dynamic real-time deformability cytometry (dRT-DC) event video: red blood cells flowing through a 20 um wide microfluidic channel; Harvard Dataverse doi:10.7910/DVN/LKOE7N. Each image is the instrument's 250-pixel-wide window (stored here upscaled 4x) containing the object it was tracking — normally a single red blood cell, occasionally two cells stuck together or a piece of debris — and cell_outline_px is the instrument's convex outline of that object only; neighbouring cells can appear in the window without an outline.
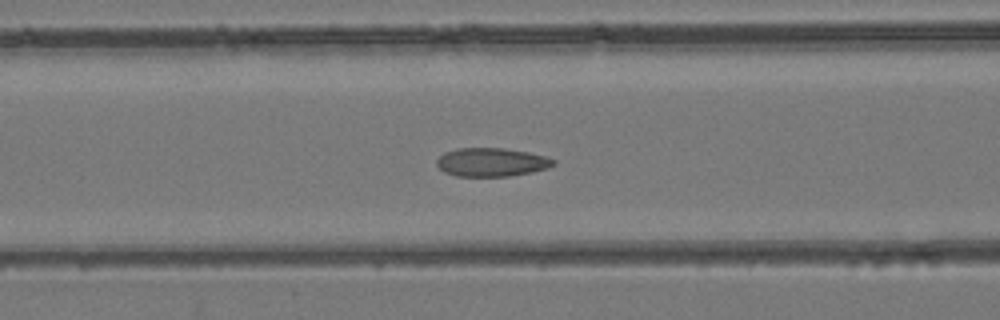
{"species": "common noctule bat (a hibernating species)", "species_latin": "Nyctalus noctula", "temperature_condition": "room temperature", "stored_images_in_passage": 50, "camera_frame_rate_fps": 3000, "um_per_image_px": 0.085, "animal": {"sex": "female", "body_mass_g": 24.6, "forearm_length_mm": 56.2}, "frame": {"image": 1, "passage_image": 21, "time_ms": 6.667, "image_size_px": [1000, 320], "cell_outline_px": [[556, 164], [548, 168], [532, 172], [508, 176], [456, 176], [444, 172], [436, 164], [436, 160], [444, 152], [456, 148], [504, 148], [528, 152], [544, 156], [556, 160]], "centroid_in_image_um": [41.78, 13.78], "position_along_channel_um": 124.8, "area_um2": 19.48}}
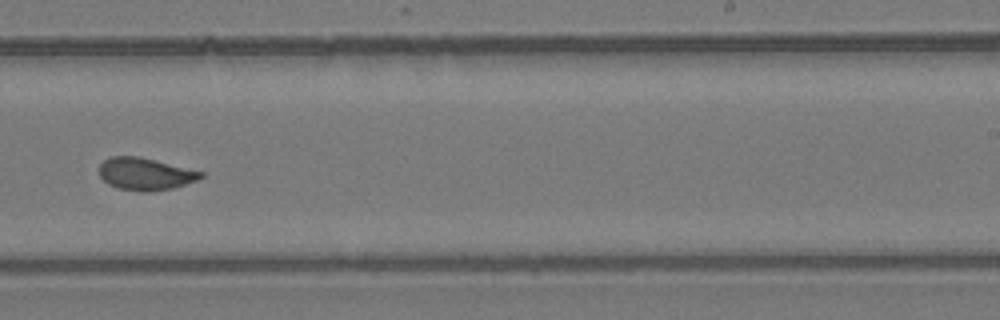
{"frame": {"image": 2, "passage_image": 32, "time_ms": 10.333, "image_size_px": [1000, 320], "cell_outline_px": [[204, 176], [196, 180], [172, 188], [148, 192], [140, 192], [120, 188], [108, 184], [100, 176], [100, 164], [104, 160], [112, 156], [140, 156], [204, 172]], "centroid_in_image_um": [12.34, 14.78], "position_along_channel_um": 276.7, "area_um2": 19.02}}
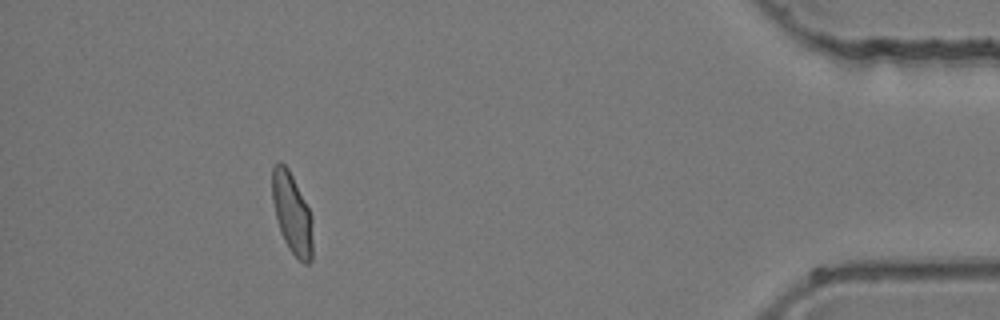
{"frame": {"image": 3, "passage_image": 46, "time_ms": 15.0, "image_size_px": [1000, 320], "cell_outline_px": [[312, 260], [308, 264], [304, 264], [288, 248], [280, 232], [272, 200], [272, 168], [276, 160], [280, 160], [288, 168], [312, 216]], "centroid_in_image_um": [24.81, 18.13], "position_along_channel_um": 410.4, "area_um2": 19.02}}